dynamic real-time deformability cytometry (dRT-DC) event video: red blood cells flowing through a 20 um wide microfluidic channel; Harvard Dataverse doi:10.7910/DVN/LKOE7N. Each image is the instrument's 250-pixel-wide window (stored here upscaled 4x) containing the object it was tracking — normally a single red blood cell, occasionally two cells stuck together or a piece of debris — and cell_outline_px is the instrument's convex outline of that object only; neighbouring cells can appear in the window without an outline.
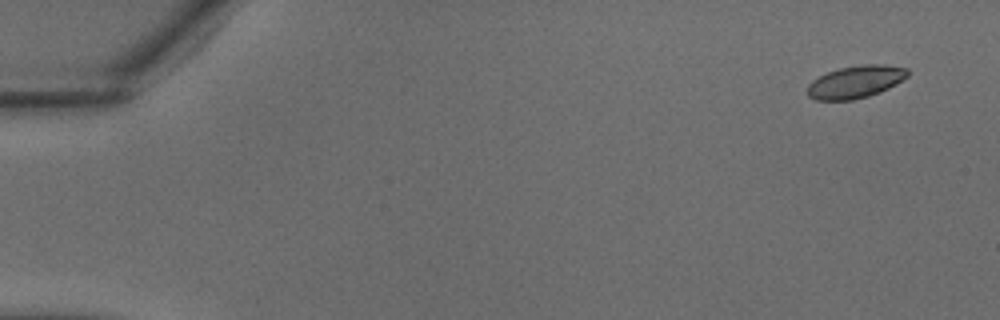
{"species": "common noctule bat (a hibernating species)", "species_latin": "Nyctalus noctula", "temperature_condition": "warm", "stored_images_in_passage": 7, "camera_frame_rate_fps": 3000, "um_per_image_px": 0.085, "animal": {"sex": "male", "body_mass_g": 18.8}, "frame": {"image": 1, "passage_image": 1, "time_ms": 0.0, "image_size_px": [1000, 320], "cell_outline_px": [[908, 76], [896, 84], [880, 92], [868, 96], [852, 100], [816, 100], [808, 96], [808, 84], [812, 80], [828, 72], [840, 68], [864, 64], [884, 64], [908, 68]], "centroid_in_image_um": [72.73, 6.96], "position_along_channel_um": 12.3, "area_um2": 18.9}}